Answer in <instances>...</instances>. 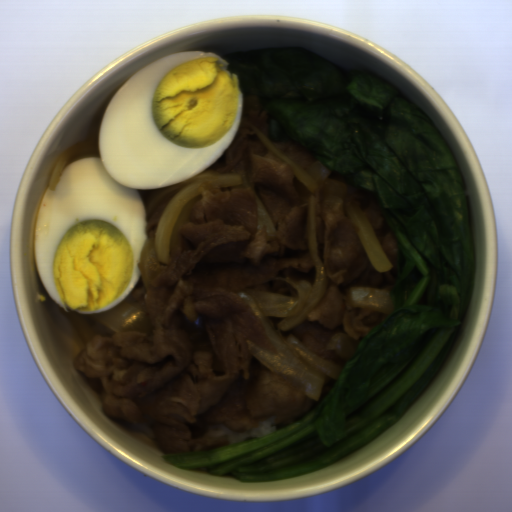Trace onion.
Masks as SVG:
<instances>
[{
	"label": "onion",
	"mask_w": 512,
	"mask_h": 512,
	"mask_svg": "<svg viewBox=\"0 0 512 512\" xmlns=\"http://www.w3.org/2000/svg\"><path fill=\"white\" fill-rule=\"evenodd\" d=\"M241 122L253 128L265 150L288 163L307 191L305 230L315 269L311 282L289 276L275 278L292 285L293 294L261 288L235 292L245 300L262 325L276 353L249 338L245 339V343L249 350L253 346L259 350L253 355L271 372L295 377L303 383L306 396L319 402L327 379L336 382L343 369L304 347L294 333L282 337L280 331L290 330L296 324L306 321L310 312L320 304L327 280L333 284L345 280V270L334 273L327 262V254L341 222L348 218L358 226L357 234L373 269L384 274L394 267L366 210L359 202L356 187L340 178H330L334 173L318 160L304 169L279 144L271 141L269 134L247 117H242ZM321 191L326 192L322 209L327 226L322 249L323 260L320 262L315 241V206L318 192Z\"/></svg>",
	"instance_id": "06740285"
},
{
	"label": "onion",
	"mask_w": 512,
	"mask_h": 512,
	"mask_svg": "<svg viewBox=\"0 0 512 512\" xmlns=\"http://www.w3.org/2000/svg\"><path fill=\"white\" fill-rule=\"evenodd\" d=\"M390 291L371 285L348 286L345 292L346 310L371 309L388 316L393 310Z\"/></svg>",
	"instance_id": "23ac38db"
},
{
	"label": "onion",
	"mask_w": 512,
	"mask_h": 512,
	"mask_svg": "<svg viewBox=\"0 0 512 512\" xmlns=\"http://www.w3.org/2000/svg\"><path fill=\"white\" fill-rule=\"evenodd\" d=\"M360 343L344 330L334 332L329 343L325 346L330 351H337L341 358L347 363L352 358Z\"/></svg>",
	"instance_id": "2ce2d468"
},
{
	"label": "onion",
	"mask_w": 512,
	"mask_h": 512,
	"mask_svg": "<svg viewBox=\"0 0 512 512\" xmlns=\"http://www.w3.org/2000/svg\"><path fill=\"white\" fill-rule=\"evenodd\" d=\"M211 180L218 181L223 187H249L257 209L256 231L262 232L264 230L266 236H275L276 225L250 180L248 162L241 163L232 172L203 170L186 181L162 187L152 199L144 203L147 231L158 221L154 234L153 249L159 262L167 265L172 263L171 236L175 222L188 202L203 195L198 188L203 183Z\"/></svg>",
	"instance_id": "6bf65262"
},
{
	"label": "onion",
	"mask_w": 512,
	"mask_h": 512,
	"mask_svg": "<svg viewBox=\"0 0 512 512\" xmlns=\"http://www.w3.org/2000/svg\"><path fill=\"white\" fill-rule=\"evenodd\" d=\"M93 315L97 321L115 333L143 331L152 335L154 330L155 321L152 315L128 295L113 309Z\"/></svg>",
	"instance_id": "55239325"
}]
</instances>
